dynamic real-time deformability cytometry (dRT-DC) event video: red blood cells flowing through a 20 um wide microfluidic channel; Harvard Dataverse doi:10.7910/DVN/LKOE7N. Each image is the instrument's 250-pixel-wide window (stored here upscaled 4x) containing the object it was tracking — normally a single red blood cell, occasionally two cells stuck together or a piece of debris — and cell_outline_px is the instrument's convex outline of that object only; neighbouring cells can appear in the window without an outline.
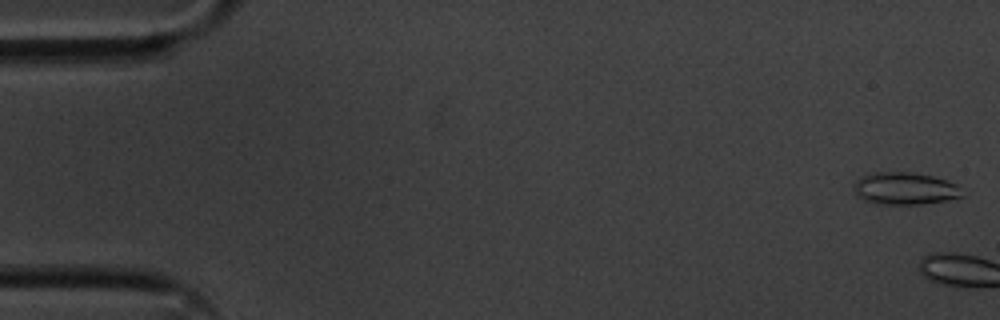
{"species": "common noctule bat (a hibernating species)", "species_latin": "Nyctalus noctula", "temperature_condition": "cold", "stored_images_in_passage": 3, "camera_frame_rate_fps": 3000, "um_per_image_px": 0.085, "animal": {"sex": "male", "body_mass_g": 20.1, "forearm_length_mm": 53.5}, "frame": {"image": 1, "passage_image": 1, "time_ms": 0.0, "image_size_px": [1000, 320], "cell_outline_px": [[964, 196], [944, 200], [920, 204], [880, 204], [864, 200], [856, 196], [852, 188], [852, 184], [860, 176], [876, 172], [912, 172], [932, 176], [956, 184]], "centroid_in_image_um": [76.83, 16.02], "position_along_channel_um": 8.2, "area_um2": 20.35}}